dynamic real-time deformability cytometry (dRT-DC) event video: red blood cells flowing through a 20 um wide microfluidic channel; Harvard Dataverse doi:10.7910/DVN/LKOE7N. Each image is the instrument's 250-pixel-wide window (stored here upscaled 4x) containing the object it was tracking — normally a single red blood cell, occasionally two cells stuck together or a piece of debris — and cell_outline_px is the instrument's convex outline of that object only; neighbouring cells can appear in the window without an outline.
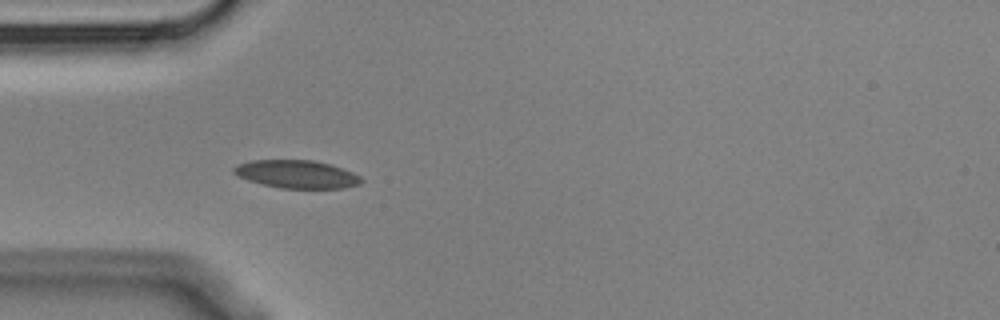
{"species": "Egyptian fruit bat (a non-hibernating species)", "species_latin": "Rousettus aegyptiacus", "temperature_condition": "cold", "stored_images_in_passage": 4, "camera_frame_rate_fps": 3000, "um_per_image_px": 0.085, "animal": {"sex": "male"}, "frame": {"image": 1, "passage_image": 3, "time_ms": 0.667, "image_size_px": [1000, 320], "cell_outline_px": [[364, 180], [360, 184], [344, 188], [280, 188], [260, 184], [248, 180], [232, 172], [232, 168], [236, 164], [252, 160], [312, 160], [328, 164], [352, 172], [360, 176]], "centroid_in_image_um": [25.19, 14.81], "position_along_channel_um": 59.8, "area_um2": 20.75}}
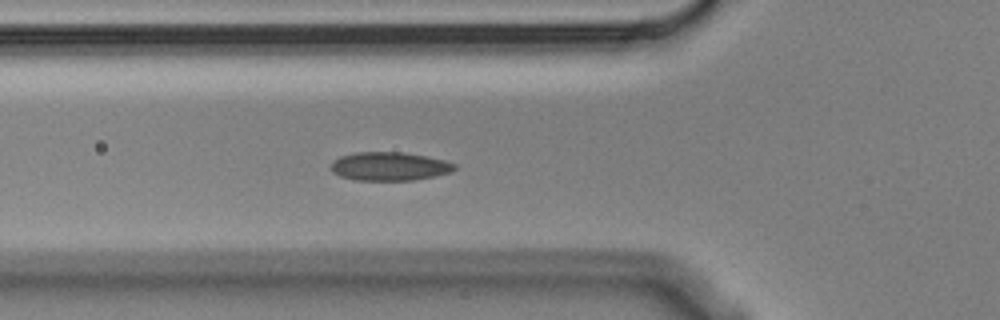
{"frame": {"image": 2, "passage_image": 4, "time_ms": 1.0, "image_size_px": [1000, 320], "cell_outline_px": [[456, 168], [452, 172], [412, 180], [356, 180], [340, 176], [332, 172], [332, 164], [340, 156], [356, 152], [400, 152], [428, 156], [444, 160], [456, 164]], "centroid_in_image_um": [33.12, 14.13], "position_along_channel_um": 92.7, "area_um2": 20.4}}